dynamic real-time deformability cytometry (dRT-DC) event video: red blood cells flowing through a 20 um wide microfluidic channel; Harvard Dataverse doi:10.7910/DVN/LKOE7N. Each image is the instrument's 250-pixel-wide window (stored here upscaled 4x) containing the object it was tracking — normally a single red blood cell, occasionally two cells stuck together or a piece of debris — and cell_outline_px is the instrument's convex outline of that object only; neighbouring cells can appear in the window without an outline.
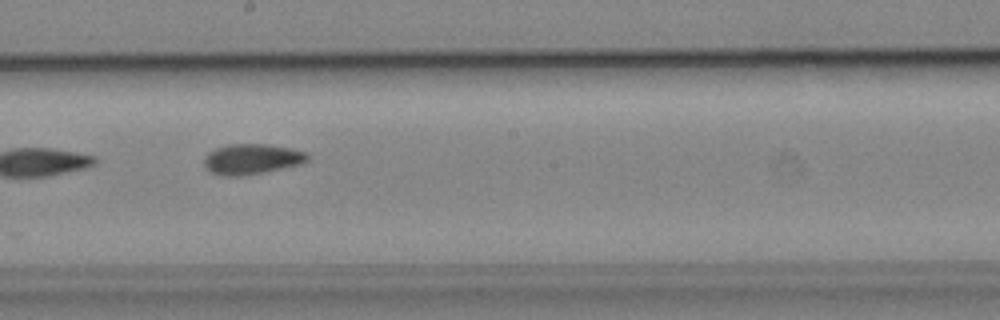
{"species": "common noctule bat (a hibernating species)", "species_latin": "Nyctalus noctula", "temperature_condition": "cold", "stored_images_in_passage": 13, "camera_frame_rate_fps": 3000, "um_per_image_px": 0.085, "animal": {"sex": "male", "body_mass_g": 19.2, "forearm_length_mm": 51.8}, "frame": {"image": 1, "passage_image": 8, "time_ms": 9.333, "image_size_px": [1000, 320], "cell_outline_px": [[308, 160], [300, 164], [264, 172], [240, 176], [220, 176], [204, 168], [204, 156], [208, 152], [216, 148], [228, 144], [264, 144], [288, 148], [308, 152]], "centroid_in_image_um": [21.35, 13.52], "position_along_channel_um": 226.8, "area_um2": 18.32}}